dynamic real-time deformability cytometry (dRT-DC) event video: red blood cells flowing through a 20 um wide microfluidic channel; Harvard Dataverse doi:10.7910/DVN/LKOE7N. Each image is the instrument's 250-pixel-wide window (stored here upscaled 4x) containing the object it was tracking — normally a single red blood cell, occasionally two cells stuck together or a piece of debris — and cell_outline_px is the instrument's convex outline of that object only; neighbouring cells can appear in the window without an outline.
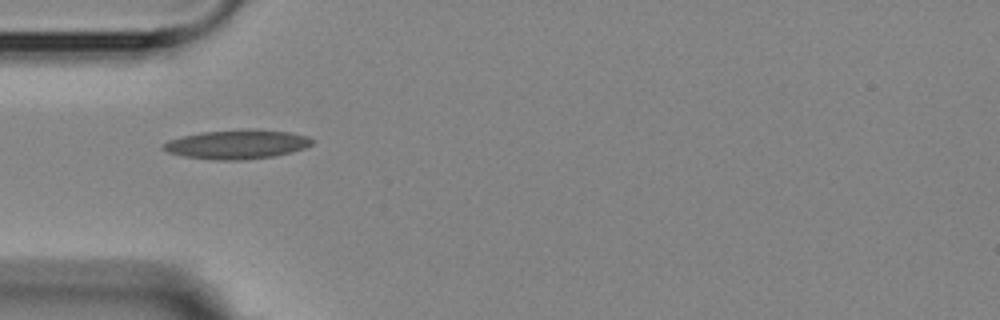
{"species": "Egyptian fruit bat (a non-hibernating species)", "species_latin": "Rousettus aegyptiacus", "temperature_condition": "room temperature", "stored_images_in_passage": 2, "camera_frame_rate_fps": 3000, "um_per_image_px": 0.085, "animal": {"sex": "female"}, "frame": {"image": 1, "passage_image": 1, "time_ms": 0.0, "image_size_px": [1000, 320], "cell_outline_px": [[316, 140], [312, 144], [304, 148], [272, 156], [244, 160], [216, 160], [184, 156], [168, 152], [160, 148], [168, 140], [200, 132], [248, 128], [252, 128], [288, 132], [308, 136]], "centroid_in_image_um": [20.15, 12.25], "position_along_channel_um": 64.9, "area_um2": 25.32}}
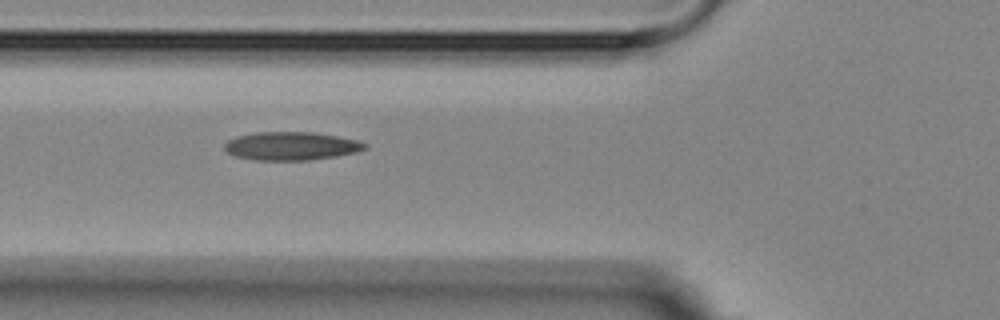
{"frame": {"image": 2, "passage_image": 2, "time_ms": 1.0, "image_size_px": [1000, 320], "cell_outline_px": [[368, 148], [356, 152], [336, 156], [308, 160], [252, 160], [236, 156], [228, 152], [224, 148], [224, 144], [228, 140], [236, 136], [256, 132], [316, 132], [360, 140], [368, 144]], "centroid_in_image_um": [24.78, 12.4], "position_along_channel_um": 101.0, "area_um2": 23.35}}